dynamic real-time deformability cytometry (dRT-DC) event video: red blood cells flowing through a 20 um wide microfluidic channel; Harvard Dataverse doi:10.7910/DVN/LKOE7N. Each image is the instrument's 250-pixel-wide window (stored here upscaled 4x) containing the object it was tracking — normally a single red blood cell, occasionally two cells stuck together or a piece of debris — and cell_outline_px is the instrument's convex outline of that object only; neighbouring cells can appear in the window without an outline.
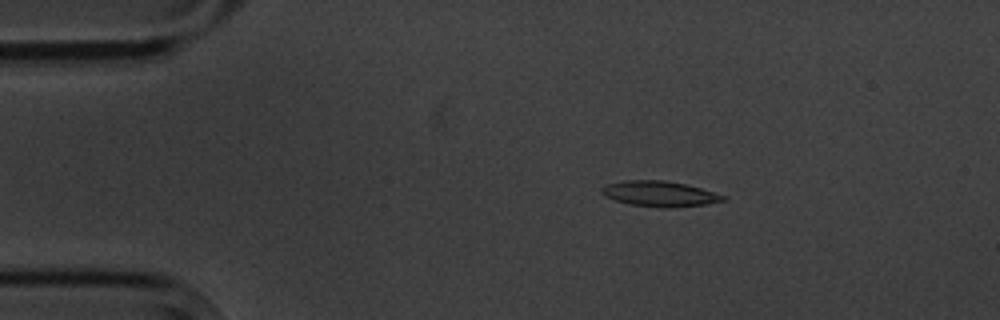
{"species": "common noctule bat (a hibernating species)", "species_latin": "Nyctalus noctula", "temperature_condition": "cold", "stored_images_in_passage": 9, "camera_frame_rate_fps": 3000, "um_per_image_px": 0.085, "animal": {"sex": "male", "body_mass_g": 20.1, "forearm_length_mm": 53.5}, "frame": {"image": 1, "passage_image": 1, "time_ms": 0.0, "image_size_px": [1000, 320], "cell_outline_px": [[728, 200], [704, 204], [668, 208], [632, 204], [616, 200], [604, 196], [600, 192], [600, 188], [608, 184], [624, 180], [664, 180], [684, 184], [700, 188], [728, 196]], "centroid_in_image_um": [56.08, 16.46], "position_along_channel_um": 28.9, "area_um2": 17.86}}
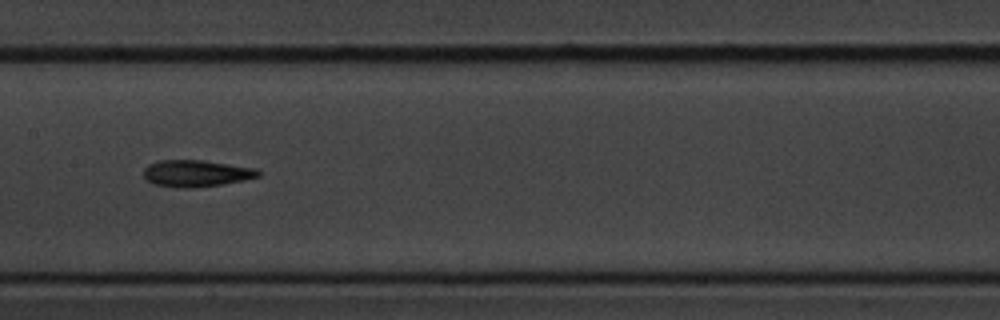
{"frame": {"image": 2, "passage_image": 6, "time_ms": 6.0, "image_size_px": [1000, 320], "cell_outline_px": [[260, 176], [244, 180], [196, 188], [176, 188], [152, 184], [144, 176], [144, 168], [148, 164], [160, 160], [204, 160], [256, 168], [260, 172]], "centroid_in_image_um": [16.66, 14.74], "position_along_channel_um": 190.7, "area_um2": 17.98}}
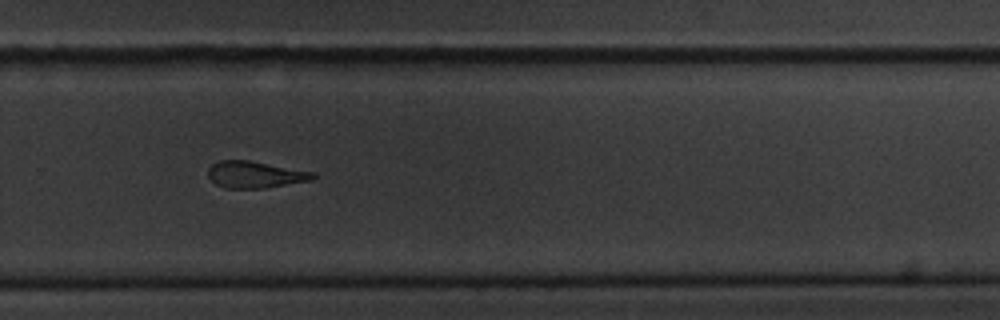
{"frame": {"image": 3, "passage_image": 9, "time_ms": 9.333, "image_size_px": [1000, 320], "cell_outline_px": [[316, 176], [312, 180], [264, 188], [224, 188], [216, 184], [208, 176], [208, 168], [212, 164], [220, 160], [248, 160], [316, 172]], "centroid_in_image_um": [21.69, 14.83], "position_along_channel_um": 308.1, "area_um2": 16.36}}